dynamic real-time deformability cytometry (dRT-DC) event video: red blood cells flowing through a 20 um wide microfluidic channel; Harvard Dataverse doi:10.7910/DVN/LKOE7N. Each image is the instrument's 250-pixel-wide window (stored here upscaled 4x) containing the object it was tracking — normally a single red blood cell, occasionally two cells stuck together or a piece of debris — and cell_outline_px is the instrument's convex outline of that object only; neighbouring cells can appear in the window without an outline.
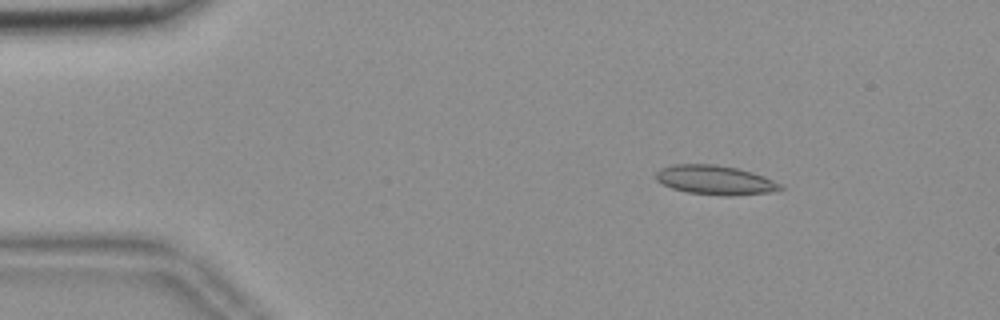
{"species": "common noctule bat (a hibernating species)", "species_latin": "Nyctalus noctula", "temperature_condition": "room temperature", "stored_images_in_passage": 53, "camera_frame_rate_fps": 3000, "um_per_image_px": 0.085, "animal": {"sex": "female", "body_mass_g": 18.4}, "frame": {"image": 1, "passage_image": 6, "time_ms": 1.667, "image_size_px": [1000, 320], "cell_outline_px": [[784, 188], [768, 192], [732, 196], [720, 196], [688, 192], [672, 188], [656, 180], [656, 172], [660, 168], [672, 164], [716, 164], [736, 168], [752, 172], [764, 176], [780, 184]], "centroid_in_image_um": [60.76, 15.3], "position_along_channel_um": 24.2, "area_um2": 21.15}}
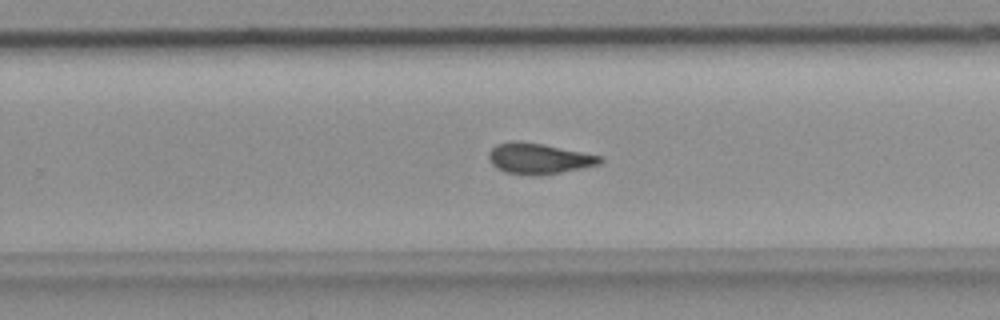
{"frame": {"image": 2, "passage_image": 33, "time_ms": 10.667, "image_size_px": [1000, 320], "cell_outline_px": [[604, 160], [600, 164], [560, 172], [504, 172], [496, 168], [492, 164], [488, 156], [488, 152], [496, 144], [512, 140], [516, 140], [544, 144], [600, 156]], "centroid_in_image_um": [45.76, 13.41], "position_along_channel_um": 284.0, "area_um2": 19.07}}
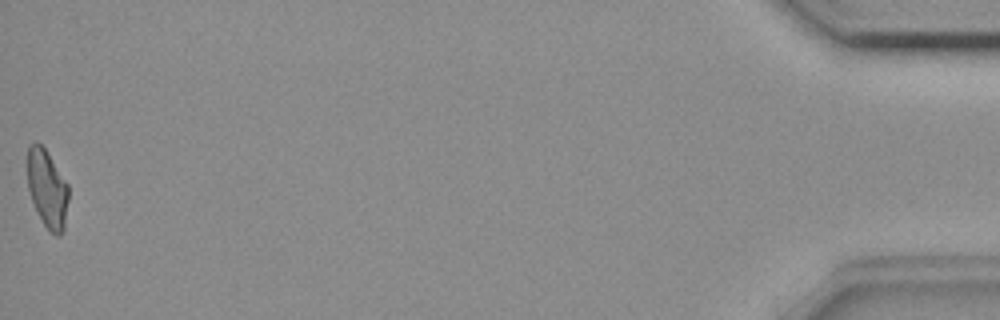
{"frame": {"image": 3, "passage_image": 53, "time_ms": 17.333, "image_size_px": [1000, 320], "cell_outline_px": [[68, 200], [64, 228], [60, 236], [56, 236], [48, 232], [32, 200], [28, 188], [28, 144], [36, 140], [44, 148], [68, 184]], "centroid_in_image_um": [4.02, 16.05], "position_along_channel_um": 431.2, "area_um2": 18.5}, "authors_computed_cell_mechanics": {"area_um2": 19.7676, "velocity_mm_per_s": 3.6842, "shape_relaxation_time_tau1_ms": null, "shape_relaxation_time_tau2_ms": 3.1581, "deformation_change_tau1": null, "deformation_change_tau2": 0.1012}}